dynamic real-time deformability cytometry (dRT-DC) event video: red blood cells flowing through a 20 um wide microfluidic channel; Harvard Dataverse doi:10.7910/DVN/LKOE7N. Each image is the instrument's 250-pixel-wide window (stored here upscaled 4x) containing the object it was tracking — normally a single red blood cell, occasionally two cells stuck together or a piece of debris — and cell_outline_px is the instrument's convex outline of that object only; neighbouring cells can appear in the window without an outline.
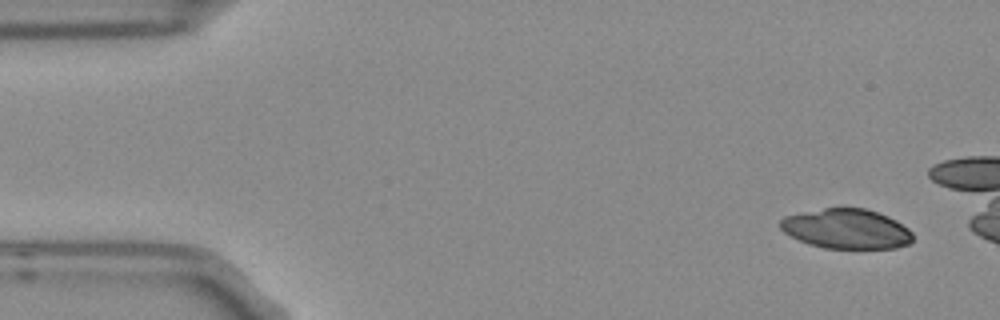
{"species": "Egyptian fruit bat (a non-hibernating species)", "species_latin": "Rousettus aegyptiacus", "temperature_condition": "room temperature", "stored_images_in_passage": 5, "camera_frame_rate_fps": 3000, "um_per_image_px": 0.085, "frame": {"image": 1, "passage_image": 1, "time_ms": 0.0, "image_size_px": [1000, 320], "cell_outline_px": [[912, 240], [908, 244], [896, 248], [824, 248], [808, 244], [784, 232], [780, 228], [780, 220], [784, 216], [824, 208], [864, 208], [888, 216], [896, 220], [908, 228], [912, 232]], "centroid_in_image_um": [71.95, 19.45], "position_along_channel_um": 13.0, "area_um2": 30.58}}